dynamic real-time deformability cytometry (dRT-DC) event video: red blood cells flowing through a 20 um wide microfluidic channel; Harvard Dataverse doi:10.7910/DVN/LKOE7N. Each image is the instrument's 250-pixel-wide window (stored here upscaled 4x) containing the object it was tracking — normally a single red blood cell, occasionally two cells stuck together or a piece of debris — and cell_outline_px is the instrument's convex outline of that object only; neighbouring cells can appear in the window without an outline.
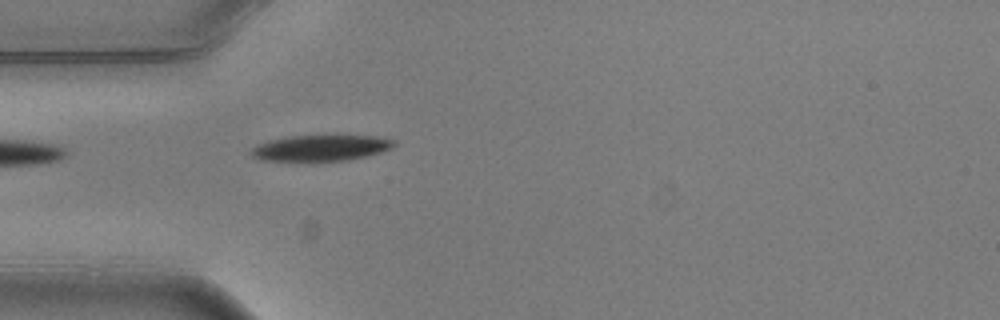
{"species": "common noctule bat (a hibernating species)", "species_latin": "Nyctalus noctula", "temperature_condition": "warm", "stored_images_in_passage": 2, "camera_frame_rate_fps": 3000, "um_per_image_px": 0.085, "animal": {"sex": "male", "body_mass_g": 20.5, "forearm_length_mm": 52.5}, "frame": {"image": 1, "passage_image": 2, "time_ms": 0.333, "image_size_px": [1000, 320], "cell_outline_px": [[396, 144], [392, 148], [380, 152], [348, 160], [308, 164], [260, 160], [252, 156], [248, 152], [256, 144], [268, 140], [288, 136], [376, 136], [396, 140]], "centroid_in_image_um": [27.16, 12.63], "position_along_channel_um": 57.8, "area_um2": 22.66}}